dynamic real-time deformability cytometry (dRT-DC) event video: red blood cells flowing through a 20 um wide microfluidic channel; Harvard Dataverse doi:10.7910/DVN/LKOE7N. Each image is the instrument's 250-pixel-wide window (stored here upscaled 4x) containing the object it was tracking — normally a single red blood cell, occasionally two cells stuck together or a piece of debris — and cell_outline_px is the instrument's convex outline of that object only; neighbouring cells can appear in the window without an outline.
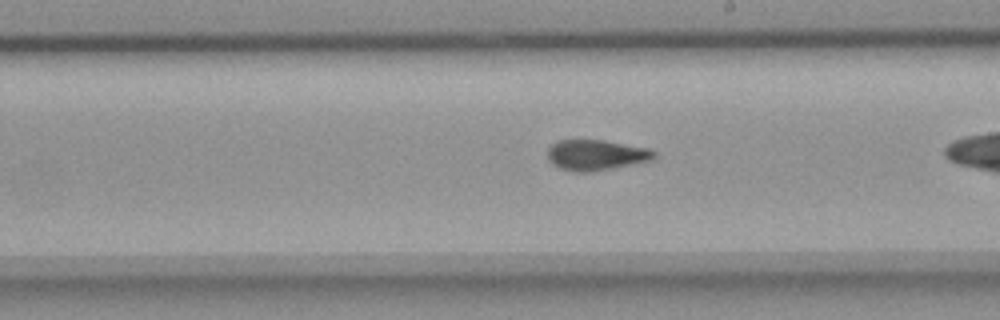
{"species": "common noctule bat (a hibernating species)", "species_latin": "Nyctalus noctula", "temperature_condition": "room temperature", "stored_images_in_passage": 38, "camera_frame_rate_fps": 3000, "um_per_image_px": 0.085, "animal": {"sex": "female", "body_mass_g": 18.4}, "frame": {"image": 1, "passage_image": 27, "time_ms": 8.667, "image_size_px": [1000, 320], "cell_outline_px": [[656, 156], [652, 160], [592, 172], [576, 172], [560, 168], [552, 164], [548, 160], [548, 148], [556, 140], [604, 140], [652, 148], [656, 152]], "centroid_in_image_um": [50.68, 13.17], "position_along_channel_um": 238.3, "area_um2": 19.19}}